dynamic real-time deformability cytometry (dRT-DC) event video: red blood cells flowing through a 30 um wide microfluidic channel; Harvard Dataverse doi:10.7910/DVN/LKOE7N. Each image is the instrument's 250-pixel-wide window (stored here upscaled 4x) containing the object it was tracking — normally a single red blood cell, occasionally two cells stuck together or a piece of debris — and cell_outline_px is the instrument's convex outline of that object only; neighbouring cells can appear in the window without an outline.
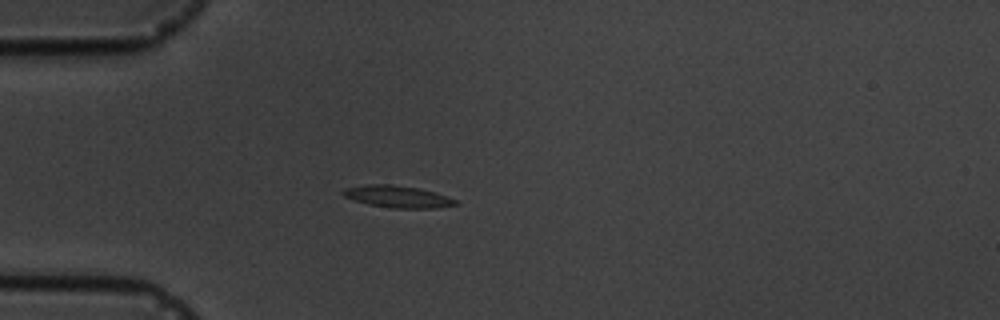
{"species": "common noctule bat (a hibernating species)", "species_latin": "Nyctalus noctula", "temperature_condition": "cold", "stored_images_in_passage": 6, "camera_frame_rate_fps": 3000, "um_per_image_px": 0.085, "animal": {"sex": "male", "body_mass_g": 19.5, "forearm_length_mm": 54.6}, "frame": {"image": 1, "passage_image": 6, "time_ms": 6.667, "image_size_px": [1000, 320], "cell_outline_px": [[460, 204], [436, 208], [392, 208], [368, 204], [344, 196], [340, 192], [344, 188], [368, 184], [392, 184], [416, 188], [436, 192], [448, 196], [456, 200]], "centroid_in_image_um": [33.82, 16.71], "position_along_channel_um": 51.2, "area_um2": 14.39}}